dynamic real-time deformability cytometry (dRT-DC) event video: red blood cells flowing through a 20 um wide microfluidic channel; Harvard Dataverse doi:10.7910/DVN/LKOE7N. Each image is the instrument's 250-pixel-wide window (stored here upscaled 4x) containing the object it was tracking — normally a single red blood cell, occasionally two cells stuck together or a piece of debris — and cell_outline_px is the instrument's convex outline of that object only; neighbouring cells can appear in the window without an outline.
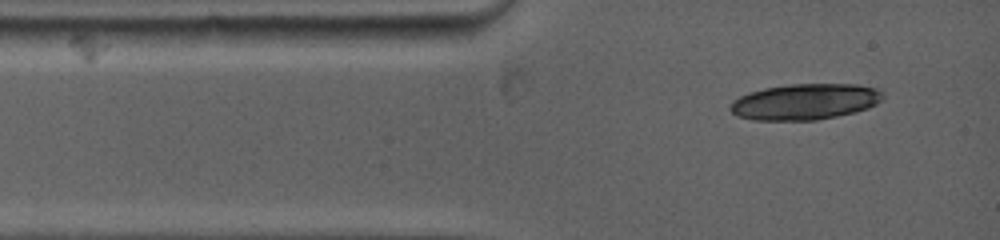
{"species": "common noctule bat (a hibernating species)", "species_latin": "Nyctalus noctula", "temperature_condition": "warm", "stored_images_in_passage": 2, "camera_frame_rate_fps": 5000, "um_per_image_px": 0.085, "animal": {"sex": "female", "body_mass_g": 19.0, "forearm_length_mm": 53.3}, "frame": {"image": 1, "passage_image": 1, "time_ms": 0.0, "image_size_px": [1000, 240], "cell_outline_px": [[884, 96], [876, 104], [868, 108], [836, 116], [816, 120], [752, 120], [736, 116], [728, 108], [732, 100], [740, 96], [764, 88], [792, 84], [856, 84], [876, 88]], "centroid_in_image_um": [68.38, 8.65], "position_along_channel_um": 16.6, "area_um2": 31.85}}